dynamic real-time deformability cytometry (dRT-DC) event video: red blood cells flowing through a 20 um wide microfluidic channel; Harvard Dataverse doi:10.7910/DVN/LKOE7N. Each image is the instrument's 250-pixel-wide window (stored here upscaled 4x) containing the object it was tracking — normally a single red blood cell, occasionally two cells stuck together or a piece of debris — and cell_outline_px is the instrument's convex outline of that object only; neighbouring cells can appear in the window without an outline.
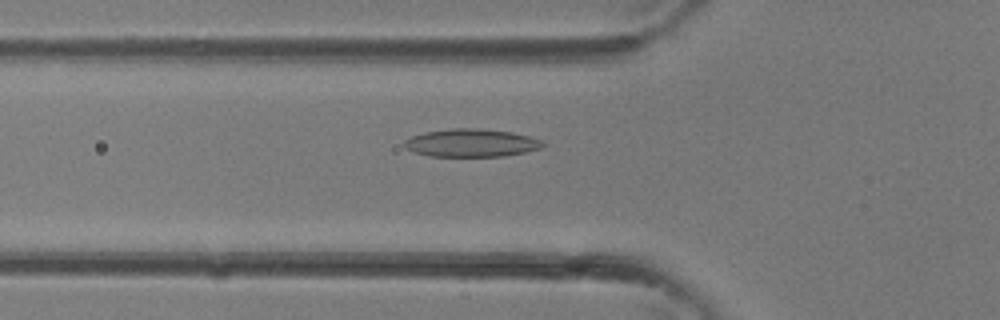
{"species": "common noctule bat (a hibernating species)", "species_latin": "Nyctalus noctula", "temperature_condition": "room temperature", "stored_images_in_passage": 37, "camera_frame_rate_fps": 3000, "um_per_image_px": 0.085, "animal": {"sex": "female"}, "frame": {"image": 1, "passage_image": 13, "time_ms": 4.0, "image_size_px": [1000, 320], "cell_outline_px": [[544, 144], [540, 148], [524, 152], [504, 156], [428, 156], [412, 152], [404, 148], [404, 140], [412, 136], [424, 132], [448, 128], [476, 128], [512, 132], [544, 140]], "centroid_in_image_um": [40.02, 12.14], "position_along_channel_um": 85.8, "area_um2": 22.66}}
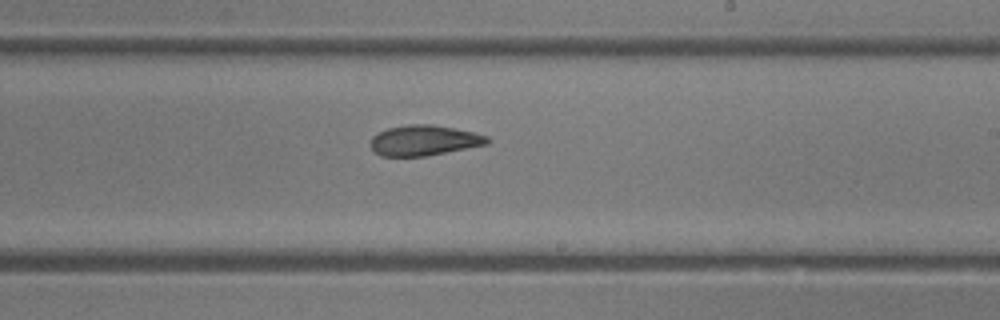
{"frame": {"image": 2, "passage_image": 22, "time_ms": 7.0, "image_size_px": [1000, 320], "cell_outline_px": [[488, 144], [424, 156], [380, 156], [368, 144], [372, 136], [376, 132], [388, 128], [408, 124], [432, 124], [456, 128], [476, 132], [488, 136]], "centroid_in_image_um": [36.01, 11.92], "position_along_channel_um": 253.0, "area_um2": 20.81}}
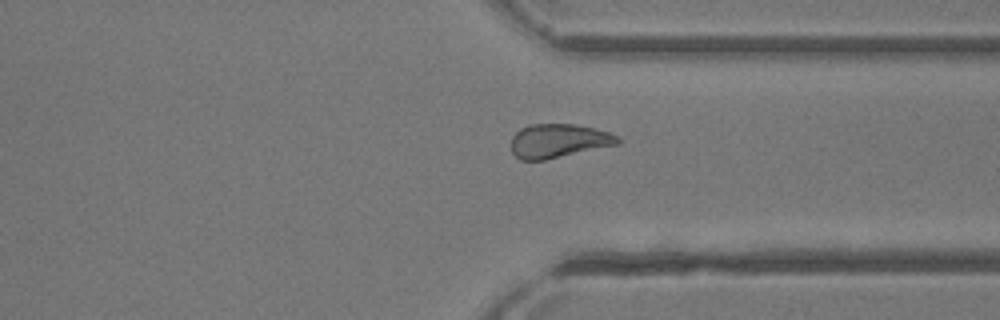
{"frame": {"image": 3, "passage_image": 28, "time_ms": 9.0, "image_size_px": [1000, 320], "cell_outline_px": [[620, 144], [544, 160], [520, 160], [512, 152], [512, 136], [520, 128], [532, 124], [576, 124], [608, 132], [616, 136], [620, 140]], "centroid_in_image_um": [47.46, 11.97], "position_along_channel_um": 363.9, "area_um2": 20.92}}